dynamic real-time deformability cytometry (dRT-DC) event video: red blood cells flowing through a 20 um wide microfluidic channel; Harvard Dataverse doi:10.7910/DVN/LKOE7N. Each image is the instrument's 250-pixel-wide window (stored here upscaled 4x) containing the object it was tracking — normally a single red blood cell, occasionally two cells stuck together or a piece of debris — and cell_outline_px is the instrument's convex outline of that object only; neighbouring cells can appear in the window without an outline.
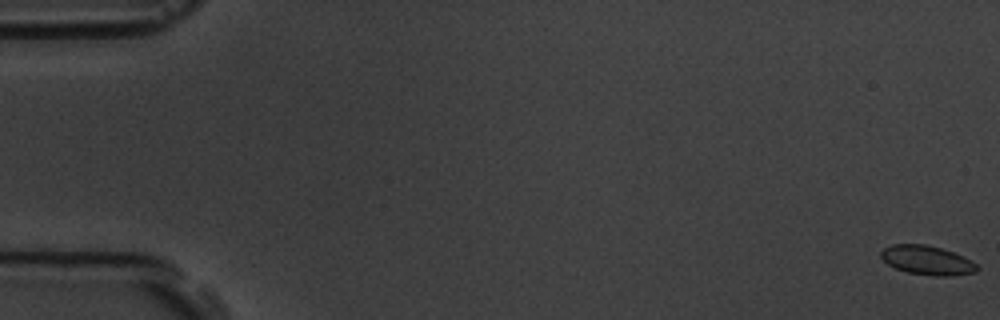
{"species": "common noctule bat (a hibernating species)", "species_latin": "Nyctalus noctula", "temperature_condition": "room temperature", "stored_images_in_passage": 6, "camera_frame_rate_fps": 3000, "um_per_image_px": 0.085, "animal": {"sex": "male", "body_mass_g": 19.5, "forearm_length_mm": 54.6}, "frame": {"image": 1, "passage_image": 1, "time_ms": 0.0, "image_size_px": [1000, 320], "cell_outline_px": [[980, 268], [976, 272], [952, 276], [940, 276], [908, 272], [896, 268], [888, 264], [880, 256], [880, 252], [884, 248], [892, 244], [924, 244], [940, 248], [964, 256], [972, 260]], "centroid_in_image_um": [78.83, 22.12], "position_along_channel_um": 6.2, "area_um2": 16.24}}
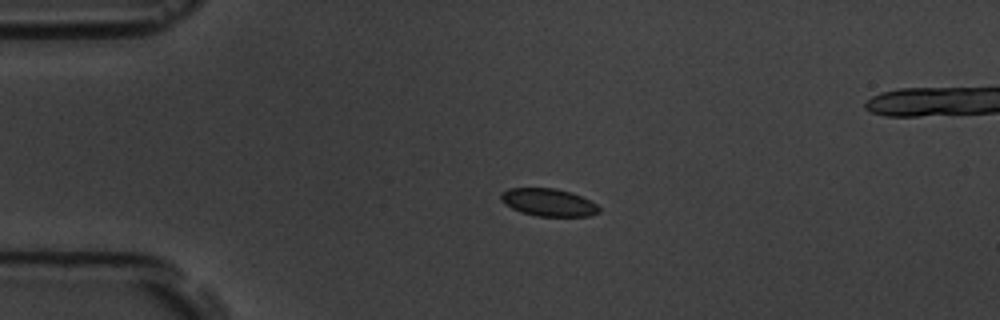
{"frame": {"image": 2, "passage_image": 4, "time_ms": 4.333, "image_size_px": [1000, 320], "cell_outline_px": [[600, 212], [588, 216], [536, 216], [520, 212], [504, 204], [500, 200], [500, 192], [508, 188], [556, 188], [572, 192], [596, 204], [600, 208]], "centroid_in_image_um": [46.57, 17.19], "position_along_channel_um": 38.4, "area_um2": 15.9}}
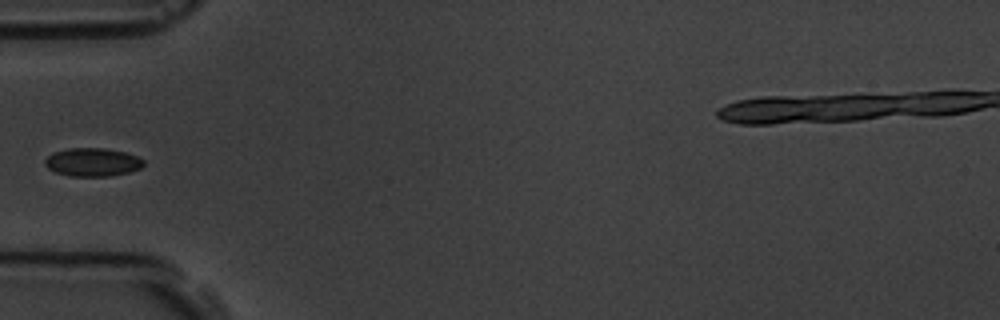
{"frame": {"image": 3, "passage_image": 6, "time_ms": 6.333, "image_size_px": [1000, 320], "cell_outline_px": [[144, 164], [140, 168], [128, 172], [108, 176], [68, 176], [56, 172], [48, 168], [44, 164], [44, 160], [52, 152], [68, 148], [104, 148], [124, 152], [136, 156], [144, 160]], "centroid_in_image_um": [7.83, 13.78], "position_along_channel_um": 77.2, "area_um2": 16.24}}